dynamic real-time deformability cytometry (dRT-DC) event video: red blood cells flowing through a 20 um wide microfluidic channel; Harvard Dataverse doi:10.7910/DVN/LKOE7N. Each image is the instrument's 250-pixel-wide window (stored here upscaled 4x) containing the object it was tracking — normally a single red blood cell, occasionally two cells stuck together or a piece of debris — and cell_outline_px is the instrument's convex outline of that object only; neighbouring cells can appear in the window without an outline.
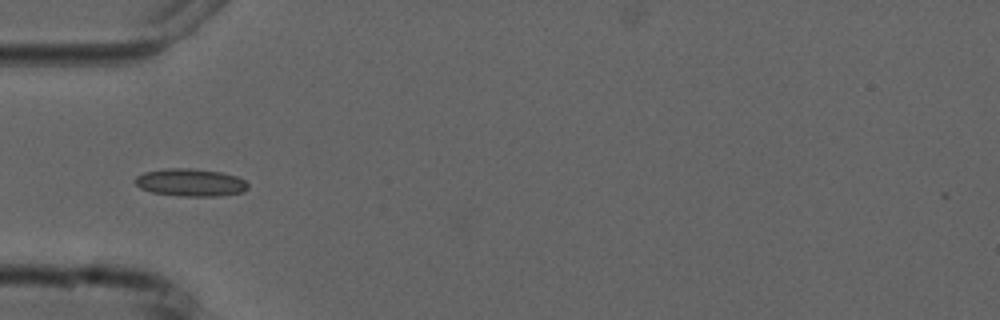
{"species": "common noctule bat (a hibernating species)", "species_latin": "Nyctalus noctula", "temperature_condition": "cold", "stored_images_in_passage": 7, "camera_frame_rate_fps": 3000, "um_per_image_px": 0.085, "animal": {"sex": "male", "forearm_length_mm": 52.5}, "frame": {"image": 1, "passage_image": 5, "time_ms": 5.333, "image_size_px": [1000, 320], "cell_outline_px": [[248, 188], [244, 192], [220, 196], [180, 196], [152, 192], [140, 188], [136, 184], [136, 176], [144, 172], [164, 168], [192, 168], [220, 172], [236, 176], [244, 180], [248, 184]], "centroid_in_image_um": [16.2, 15.51], "position_along_channel_um": 68.8, "area_um2": 18.21}}
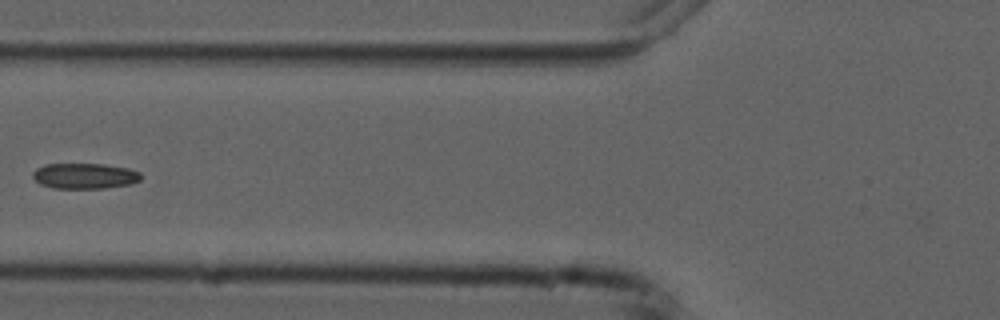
{"frame": {"image": 2, "passage_image": 6, "time_ms": 6.667, "image_size_px": [1000, 320], "cell_outline_px": [[140, 180], [132, 184], [104, 188], [52, 188], [40, 184], [32, 176], [32, 172], [36, 168], [44, 164], [104, 164], [128, 168], [140, 172]], "centroid_in_image_um": [7.18, 14.95], "position_along_channel_um": 118.6, "area_um2": 16.18}}
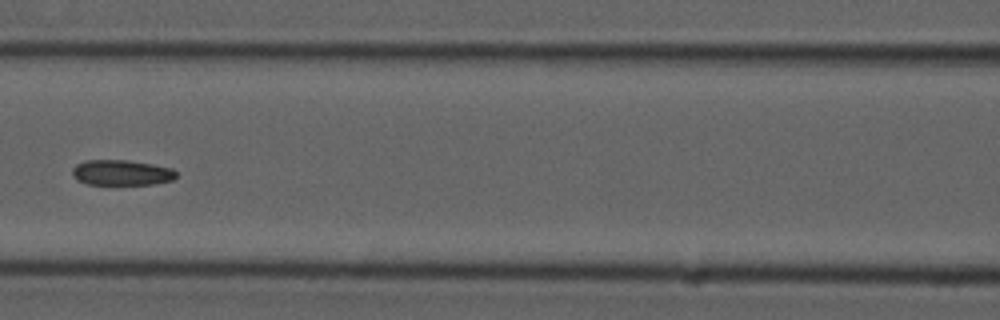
{"frame": {"image": 3, "passage_image": 7, "time_ms": 7.667, "image_size_px": [1000, 320], "cell_outline_px": [[176, 176], [172, 180], [152, 184], [88, 184], [76, 180], [72, 176], [72, 168], [76, 164], [84, 160], [128, 160], [152, 164], [172, 168], [176, 172]], "centroid_in_image_um": [10.29, 14.66], "position_along_channel_um": 156.3, "area_um2": 15.43}}